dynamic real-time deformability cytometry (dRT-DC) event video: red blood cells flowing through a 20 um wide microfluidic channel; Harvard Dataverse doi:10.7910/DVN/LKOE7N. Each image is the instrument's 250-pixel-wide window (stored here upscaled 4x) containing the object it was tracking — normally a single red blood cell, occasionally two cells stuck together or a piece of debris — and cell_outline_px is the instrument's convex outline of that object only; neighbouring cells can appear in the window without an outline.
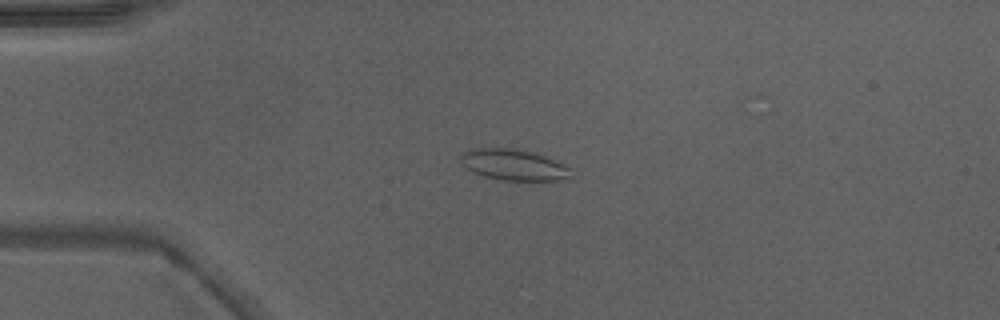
{"species": "Egyptian fruit bat (a non-hibernating species)", "species_latin": "Rousettus aegyptiacus", "temperature_condition": "warm", "stored_images_in_passage": 39, "camera_frame_rate_fps": 3000, "um_per_image_px": 0.085, "animal": {"sex": "male"}, "frame": {"image": 1, "passage_image": 3, "time_ms": 0.667, "image_size_px": [1000, 320], "cell_outline_px": [[572, 168], [568, 176], [556, 180], [500, 180], [484, 176], [464, 168], [460, 164], [460, 156], [464, 152], [476, 148], [516, 148], [532, 152], [544, 156]], "centroid_in_image_um": [43.59, 14.0], "position_along_channel_um": 41.4, "area_um2": 19.77}}
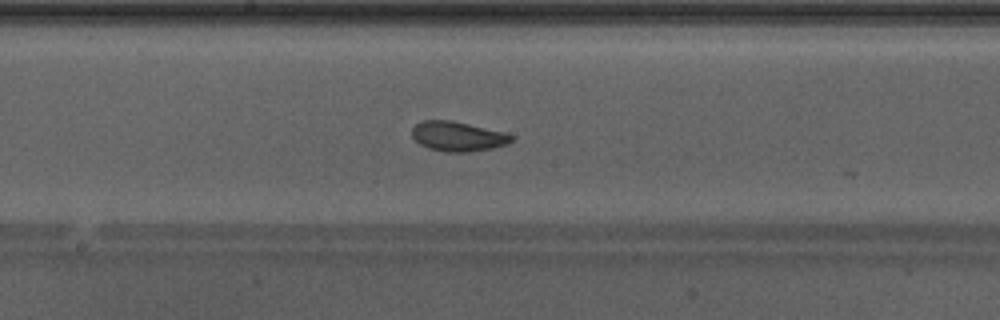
{"frame": {"image": 2, "passage_image": 17, "time_ms": 5.333, "image_size_px": [1000, 320], "cell_outline_px": [[516, 136], [508, 144], [492, 148], [468, 152], [444, 152], [428, 148], [420, 144], [412, 136], [412, 128], [420, 120], [452, 120], [504, 132]], "centroid_in_image_um": [38.91, 11.59], "position_along_channel_um": 209.3, "area_um2": 17.34}}
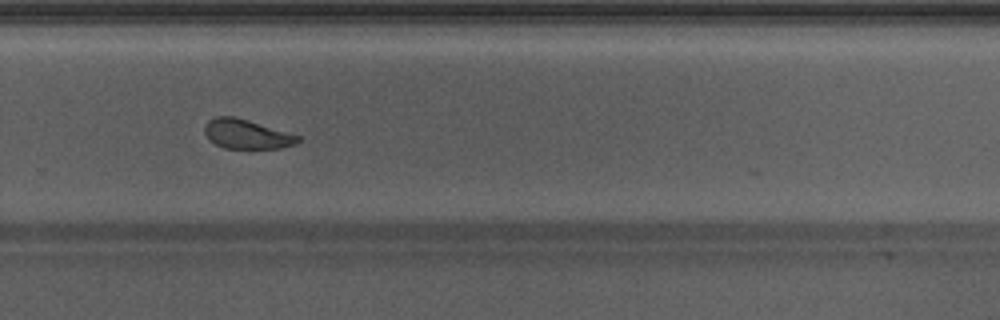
{"frame": {"image": 3, "passage_image": 24, "time_ms": 7.667, "image_size_px": [1000, 320], "cell_outline_px": [[300, 140], [296, 144], [280, 148], [224, 148], [208, 140], [204, 132], [204, 124], [208, 120], [216, 116], [232, 116], [248, 120], [300, 136]], "centroid_in_image_um": [20.92, 11.4], "position_along_channel_um": 308.9, "area_um2": 15.95}, "authors_computed_cell_mechanics": {"area_um2": 17.6868, "velocity_mm_per_s": 4.2761, "shape_relaxation_time_tau1_ms": 2.8298, "shape_relaxation_time_tau2_ms": 1.6757, "deformation_change_tau1": 0.121, "deformation_change_tau2": 0.0811}}